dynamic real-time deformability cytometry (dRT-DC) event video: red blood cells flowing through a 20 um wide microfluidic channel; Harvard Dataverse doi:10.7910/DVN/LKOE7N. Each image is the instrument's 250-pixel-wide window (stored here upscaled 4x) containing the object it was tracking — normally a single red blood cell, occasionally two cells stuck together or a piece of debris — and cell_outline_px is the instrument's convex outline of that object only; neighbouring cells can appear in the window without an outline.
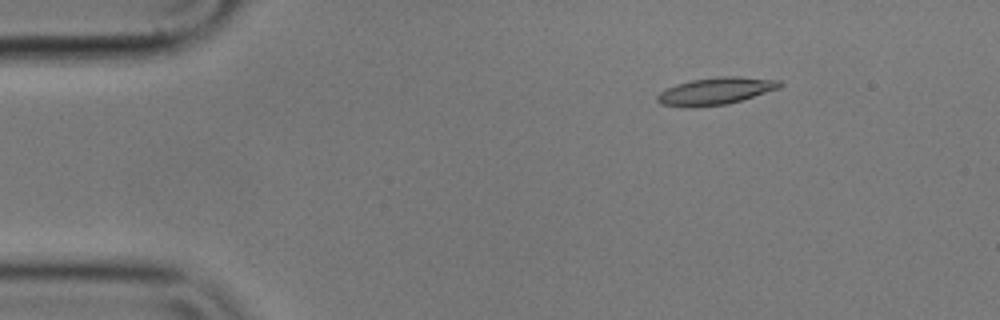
{"species": "common noctule bat (a hibernating species)", "species_latin": "Nyctalus noctula", "temperature_condition": "cold", "stored_images_in_passage": 56, "camera_frame_rate_fps": 3000, "um_per_image_px": 0.085, "animal": {"sex": "male", "body_mass_g": 17.9}, "frame": {"image": 1, "passage_image": 8, "time_ms": 2.333, "image_size_px": [1000, 320], "cell_outline_px": [[784, 84], [780, 88], [728, 104], [696, 108], [660, 104], [656, 100], [656, 96], [660, 92], [676, 84], [692, 80], [720, 76], [736, 76], [780, 80]], "centroid_in_image_um": [60.84, 7.74], "position_along_channel_um": 24.2, "area_um2": 19.48}}
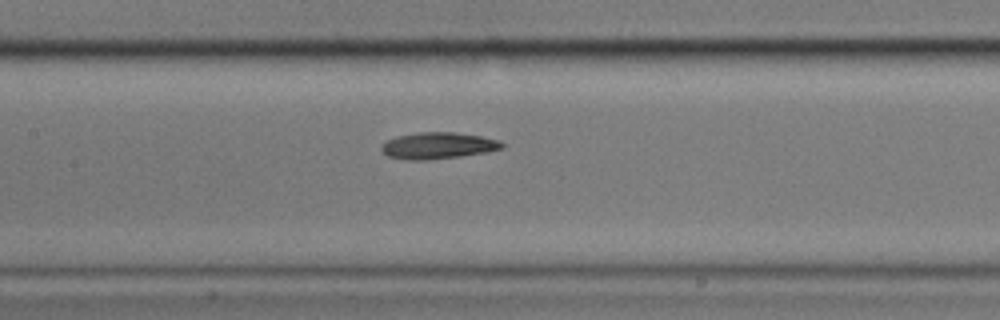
{"frame": {"image": 2, "passage_image": 26, "time_ms": 8.333, "image_size_px": [1000, 320], "cell_outline_px": [[504, 148], [488, 152], [460, 156], [428, 160], [404, 160], [388, 156], [380, 148], [380, 144], [396, 136], [420, 132], [452, 132], [480, 136], [500, 140], [504, 144]], "centroid_in_image_um": [37.23, 12.38], "position_along_channel_um": 170.2, "area_um2": 18.73}}
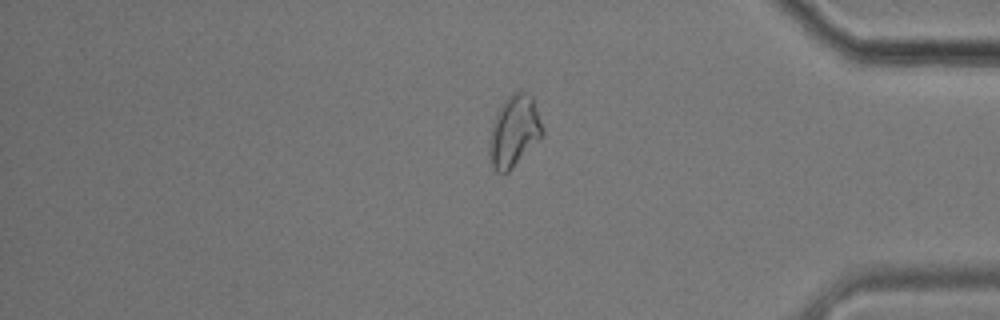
{"frame": {"image": 3, "passage_image": 47, "time_ms": 15.333, "image_size_px": [1000, 320], "cell_outline_px": [[544, 136], [504, 176], [500, 176], [492, 168], [488, 152], [488, 140], [492, 124], [504, 100], [512, 92], [520, 88], [532, 96], [544, 128]], "centroid_in_image_um": [43.7, 11.18], "position_along_channel_um": 391.5, "area_um2": 22.77}, "authors_computed_cell_mechanics": {"area_um2": 18.8428, "velocity_mm_per_s": 3.5146, "shape_relaxation_time_tau1_ms": null, "shape_relaxation_time_tau2_ms": 6.1573, "deformation_change_tau1": null, "deformation_change_tau2": 0.1336}}